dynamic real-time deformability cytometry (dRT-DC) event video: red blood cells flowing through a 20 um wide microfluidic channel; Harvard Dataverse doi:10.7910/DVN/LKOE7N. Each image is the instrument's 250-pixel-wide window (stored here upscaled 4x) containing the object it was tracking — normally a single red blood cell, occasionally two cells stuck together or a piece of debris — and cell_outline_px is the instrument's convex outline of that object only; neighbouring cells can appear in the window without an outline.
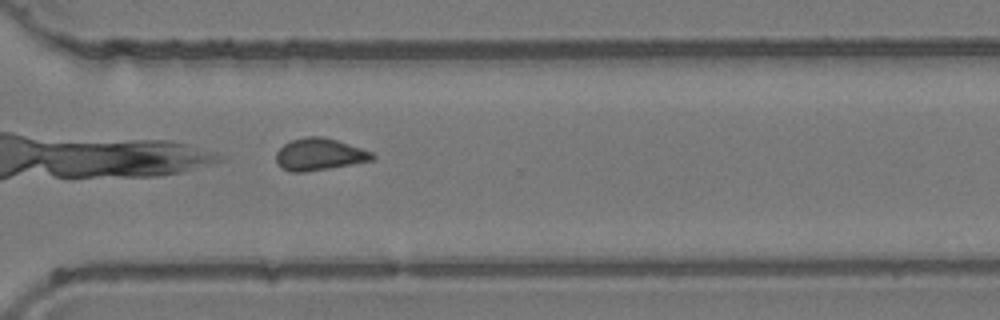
{"species": "common noctule bat (a hibernating species)", "species_latin": "Nyctalus noctula", "temperature_condition": "room temperature", "stored_images_in_passage": 8, "camera_frame_rate_fps": 3000, "um_per_image_px": 0.085, "animal": {"sex": "female", "body_mass_g": 24.6, "forearm_length_mm": 56.2}, "frame": {"image": 1, "passage_image": 8, "time_ms": 2.333, "image_size_px": [1000, 320], "cell_outline_px": [[376, 156], [372, 160], [328, 168], [304, 172], [288, 172], [280, 168], [276, 160], [276, 152], [284, 144], [292, 140], [304, 136], [320, 136], [336, 140], [372, 152]], "centroid_in_image_um": [27.09, 13.12], "position_along_channel_um": 343.5, "area_um2": 17.8}}